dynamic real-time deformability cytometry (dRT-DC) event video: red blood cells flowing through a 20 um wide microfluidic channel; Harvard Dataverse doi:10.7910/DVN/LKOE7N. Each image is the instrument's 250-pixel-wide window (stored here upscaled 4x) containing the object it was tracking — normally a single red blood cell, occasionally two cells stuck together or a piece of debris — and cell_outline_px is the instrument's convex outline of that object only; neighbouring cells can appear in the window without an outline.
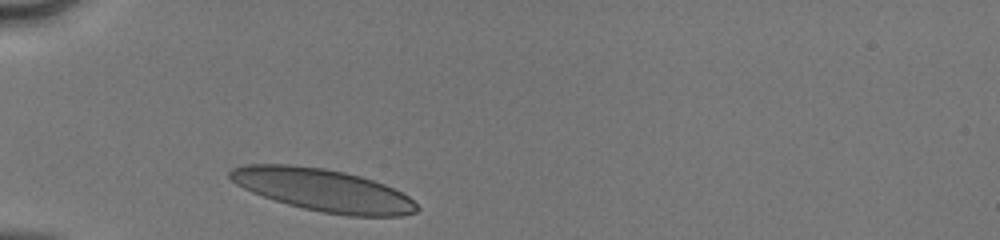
{"species": "human", "species_latin": "Homo sapiens", "temperature_condition": "cold", "stored_images_in_passage": 27, "camera_frame_rate_fps": 3000, "um_per_image_px": 0.085, "donor": {"sex": "male"}, "frame": {"image": 1, "passage_image": 1, "time_ms": 0.0, "image_size_px": [1000, 240], "cell_outline_px": [[420, 208], [416, 212], [400, 216], [348, 216], [324, 212], [304, 208], [288, 204], [252, 192], [236, 184], [228, 176], [228, 172], [232, 168], [244, 164], [292, 164], [324, 168], [344, 172], [360, 176], [384, 184], [408, 196]], "centroid_in_image_um": [27.45, 16.15], "position_along_channel_um": 57.6, "area_um2": 45.95}}
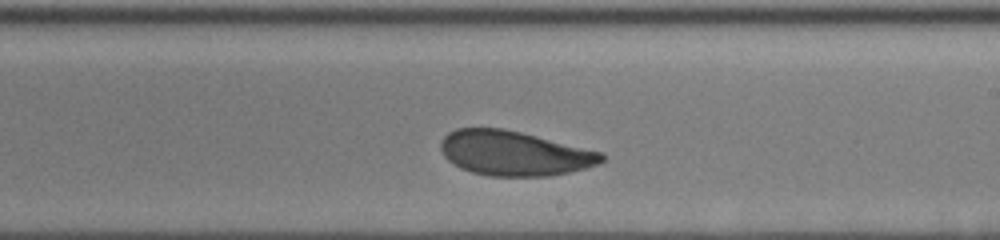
{"frame": {"image": 2, "passage_image": 16, "time_ms": 5.0, "image_size_px": [1000, 240], "cell_outline_px": [[604, 160], [600, 164], [552, 176], [488, 176], [472, 172], [460, 168], [448, 160], [444, 156], [440, 148], [440, 140], [448, 132], [456, 128], [504, 128], [604, 152]], "centroid_in_image_um": [43.7, 13.02], "position_along_channel_um": 245.3, "area_um2": 42.14}}
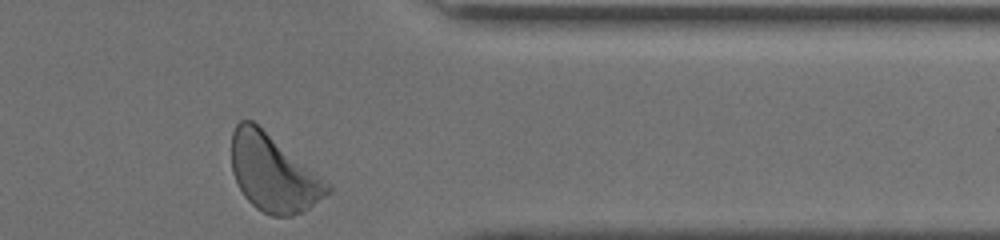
{"frame": {"image": 3, "passage_image": 27, "time_ms": 8.667, "image_size_px": [1000, 240], "cell_outline_px": [[332, 192], [308, 208], [292, 216], [272, 216], [256, 208], [244, 196], [232, 172], [232, 132], [236, 124], [240, 120], [252, 120], [328, 180], [332, 184]], "centroid_in_image_um": [23.26, 14.71], "position_along_channel_um": 388.1, "area_um2": 43.12}, "authors_computed_cell_mechanics": {"area_um2": 42.7142, "velocity_mm_per_s": 4.0774, "shape_relaxation_time_tau1_ms": 3.7966, "shape_relaxation_time_tau2_ms": 2.1076, "deformation_change_tau1": 0.1267, "deformation_change_tau2": 0.0914}}